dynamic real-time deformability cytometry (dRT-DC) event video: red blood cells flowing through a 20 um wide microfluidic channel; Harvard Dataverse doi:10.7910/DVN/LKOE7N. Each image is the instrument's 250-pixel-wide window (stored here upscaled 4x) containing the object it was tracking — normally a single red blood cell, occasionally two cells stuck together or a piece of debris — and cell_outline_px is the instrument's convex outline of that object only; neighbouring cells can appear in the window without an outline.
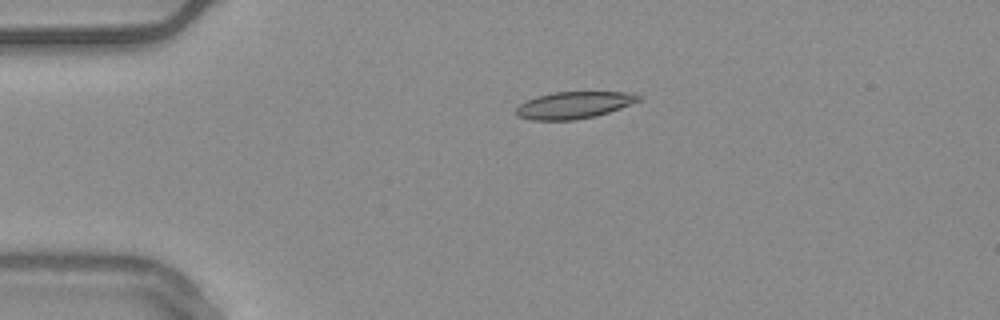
{"species": "common noctule bat (a hibernating species)", "species_latin": "Nyctalus noctula", "temperature_condition": "warm", "stored_images_in_passage": 37, "camera_frame_rate_fps": 3000, "um_per_image_px": 0.085, "animal": {"sex": "male", "body_mass_g": 20.4}, "frame": {"image": 1, "passage_image": 1, "time_ms": 0.0, "image_size_px": [1000, 320], "cell_outline_px": [[640, 100], [620, 108], [596, 116], [576, 120], [532, 120], [516, 116], [516, 108], [520, 104], [536, 96], [552, 92], [636, 92], [640, 96]], "centroid_in_image_um": [48.78, 8.93], "position_along_channel_um": 36.2, "area_um2": 19.25}}
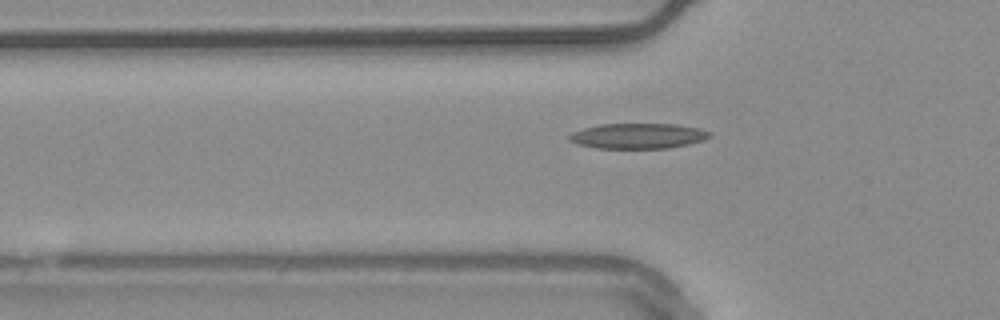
{"frame": {"image": 2, "passage_image": 7, "time_ms": 2.0, "image_size_px": [1000, 320], "cell_outline_px": [[712, 136], [704, 140], [688, 144], [668, 148], [596, 148], [576, 144], [568, 140], [568, 136], [572, 132], [584, 128], [600, 124], [676, 124], [700, 128], [712, 132]], "centroid_in_image_um": [54.24, 11.55], "position_along_channel_um": 71.6, "area_um2": 20.87}}
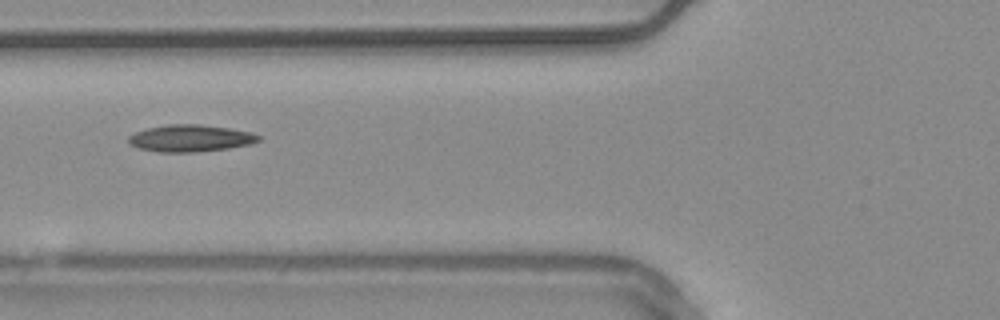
{"frame": {"image": 3, "passage_image": 10, "time_ms": 3.0, "image_size_px": [1000, 320], "cell_outline_px": [[260, 140], [252, 144], [228, 148], [196, 152], [156, 152], [136, 148], [128, 144], [128, 136], [136, 132], [148, 128], [168, 124], [200, 124], [228, 128], [252, 132], [260, 136]], "centroid_in_image_um": [16.16, 11.76], "position_along_channel_um": 109.6, "area_um2": 20.58}}